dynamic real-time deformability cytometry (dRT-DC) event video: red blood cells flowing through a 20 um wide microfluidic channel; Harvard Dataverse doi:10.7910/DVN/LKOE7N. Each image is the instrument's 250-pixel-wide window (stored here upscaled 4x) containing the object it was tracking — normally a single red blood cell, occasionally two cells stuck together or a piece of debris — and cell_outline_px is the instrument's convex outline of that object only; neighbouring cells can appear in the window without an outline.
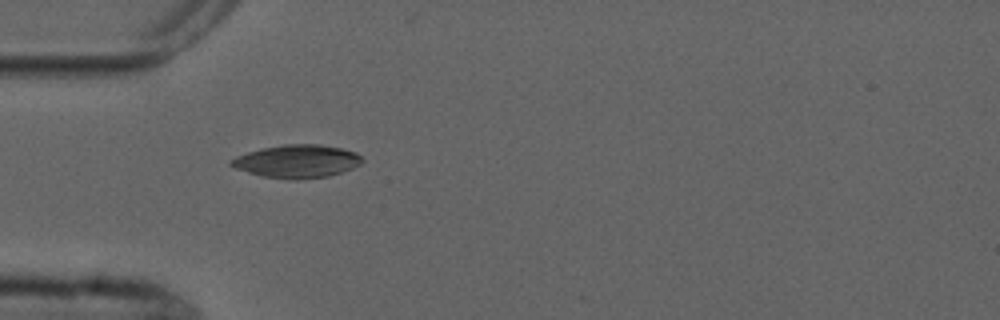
{"species": "common noctule bat (a hibernating species)", "species_latin": "Nyctalus noctula", "temperature_condition": "cold", "stored_images_in_passage": 2, "camera_frame_rate_fps": 3000, "um_per_image_px": 0.085, "animal": {"sex": "male", "forearm_length_mm": 52.5}, "frame": {"image": 1, "passage_image": 1, "time_ms": 0.0, "image_size_px": [1000, 320], "cell_outline_px": [[364, 160], [360, 164], [352, 168], [328, 176], [296, 180], [292, 180], [260, 176], [236, 168], [228, 164], [228, 160], [236, 156], [260, 148], [284, 144], [320, 144], [340, 148], [356, 152]], "centroid_in_image_um": [25.21, 13.71], "position_along_channel_um": 59.8, "area_um2": 25.32}}